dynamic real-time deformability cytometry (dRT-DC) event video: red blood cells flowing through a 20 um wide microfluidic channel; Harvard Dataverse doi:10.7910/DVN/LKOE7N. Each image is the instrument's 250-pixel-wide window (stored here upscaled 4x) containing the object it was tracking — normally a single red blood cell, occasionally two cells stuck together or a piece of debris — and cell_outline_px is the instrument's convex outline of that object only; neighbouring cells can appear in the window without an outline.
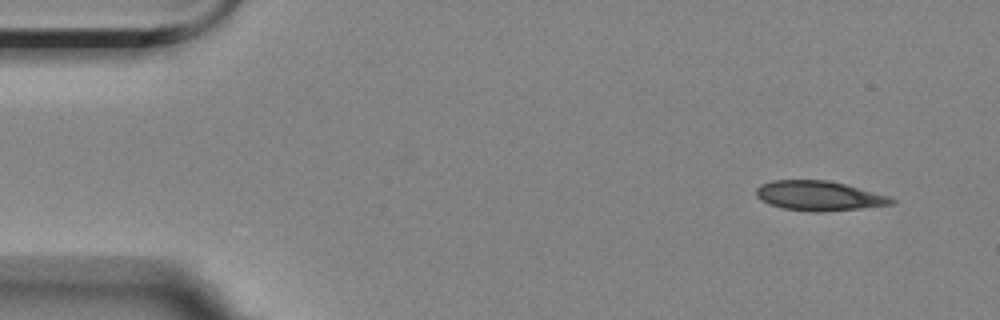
{"species": "Egyptian fruit bat (a non-hibernating species)", "species_latin": "Rousettus aegyptiacus", "temperature_condition": "room temperature", "stored_images_in_passage": 3, "camera_frame_rate_fps": 3000, "um_per_image_px": 0.085, "animal": {"sex": "female"}, "frame": {"image": 1, "passage_image": 1, "time_ms": 0.0, "image_size_px": [1000, 320], "cell_outline_px": [[896, 200], [892, 204], [856, 208], [816, 212], [812, 212], [784, 208], [768, 204], [760, 200], [756, 196], [756, 188], [760, 184], [772, 180], [828, 180], [844, 184], [888, 196]], "centroid_in_image_um": [69.53, 16.63], "position_along_channel_um": 15.5, "area_um2": 23.06}}